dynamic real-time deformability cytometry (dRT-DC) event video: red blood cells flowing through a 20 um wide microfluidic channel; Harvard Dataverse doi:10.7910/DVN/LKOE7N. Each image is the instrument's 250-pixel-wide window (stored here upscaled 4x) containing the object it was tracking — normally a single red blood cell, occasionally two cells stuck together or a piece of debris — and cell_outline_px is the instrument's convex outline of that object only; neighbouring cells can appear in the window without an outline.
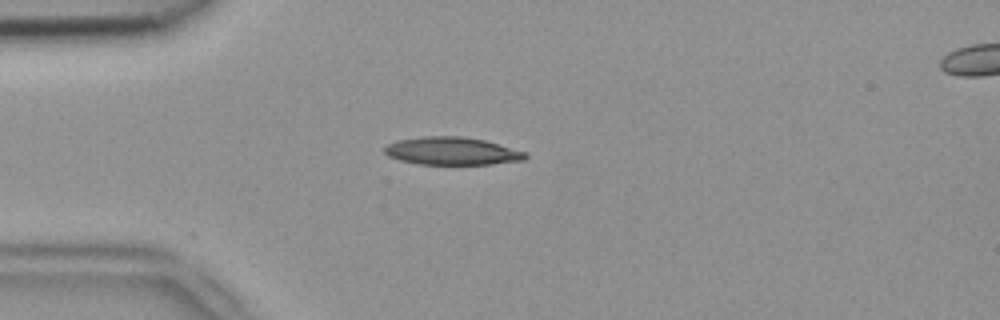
{"species": "common noctule bat (a hibernating species)", "species_latin": "Nyctalus noctula", "temperature_condition": "room temperature", "stored_images_in_passage": 3, "camera_frame_rate_fps": 3000, "um_per_image_px": 0.085, "animal": {"sex": "female", "body_mass_g": 18.4}, "frame": {"image": 1, "passage_image": 1, "time_ms": 0.0, "image_size_px": [1000, 320], "cell_outline_px": [[528, 156], [524, 160], [492, 164], [420, 164], [400, 160], [388, 156], [384, 152], [384, 148], [388, 144], [396, 140], [420, 136], [464, 136], [484, 140], [528, 152]], "centroid_in_image_um": [38.43, 12.83], "position_along_channel_um": 46.6, "area_um2": 22.95}}